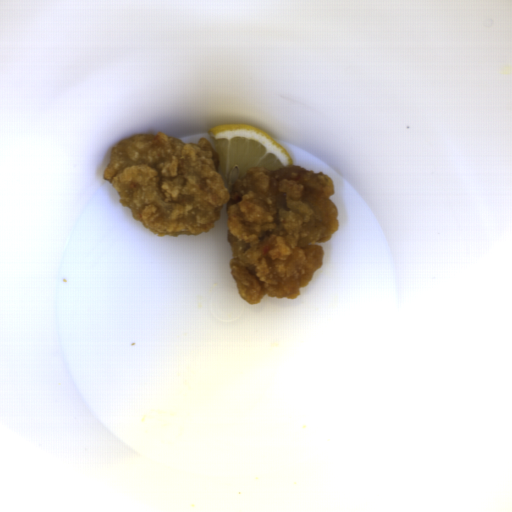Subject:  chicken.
<instances>
[{
	"mask_svg": "<svg viewBox=\"0 0 512 512\" xmlns=\"http://www.w3.org/2000/svg\"><path fill=\"white\" fill-rule=\"evenodd\" d=\"M102 176L121 206L159 238L210 233L225 205L229 272L252 305L266 294L297 299L323 263L317 243L339 229L336 189L325 173L253 166L228 186L217 151L203 137L185 142L158 132L122 139Z\"/></svg>",
	"mask_w": 512,
	"mask_h": 512,
	"instance_id": "ae283196",
	"label": "chicken"
}]
</instances>
